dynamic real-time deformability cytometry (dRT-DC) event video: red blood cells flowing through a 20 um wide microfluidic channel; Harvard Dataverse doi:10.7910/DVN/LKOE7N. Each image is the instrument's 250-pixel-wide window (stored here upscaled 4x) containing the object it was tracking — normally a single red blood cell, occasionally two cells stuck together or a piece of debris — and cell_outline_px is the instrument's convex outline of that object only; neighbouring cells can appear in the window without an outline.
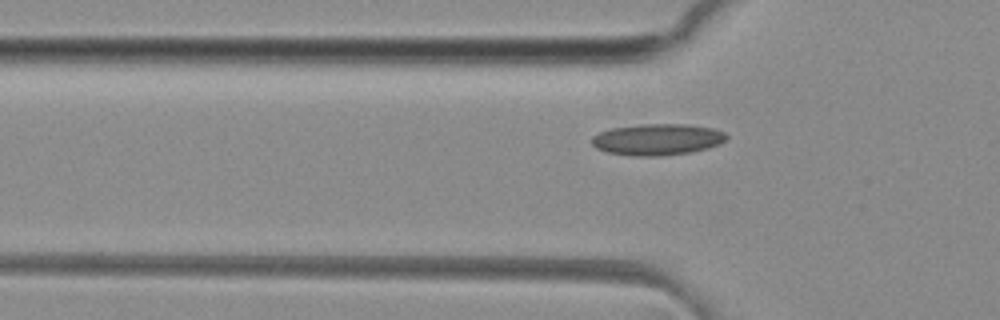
{"species": "common noctule bat (a hibernating species)", "species_latin": "Nyctalus noctula", "temperature_condition": "room temperature", "stored_images_in_passage": 35, "camera_frame_rate_fps": 3000, "um_per_image_px": 0.085, "animal": {"sex": "female", "body_mass_g": 29.2, "forearm_length_mm": 56.3}, "frame": {"image": 1, "passage_image": 2, "time_ms": 0.333, "image_size_px": [1000, 320], "cell_outline_px": [[728, 136], [720, 144], [708, 148], [688, 152], [660, 156], [636, 156], [608, 152], [596, 148], [592, 144], [592, 136], [600, 132], [612, 128], [644, 124], [688, 124], [712, 128], [724, 132]], "centroid_in_image_um": [55.88, 11.85], "position_along_channel_um": 69.9, "area_um2": 24.45}}
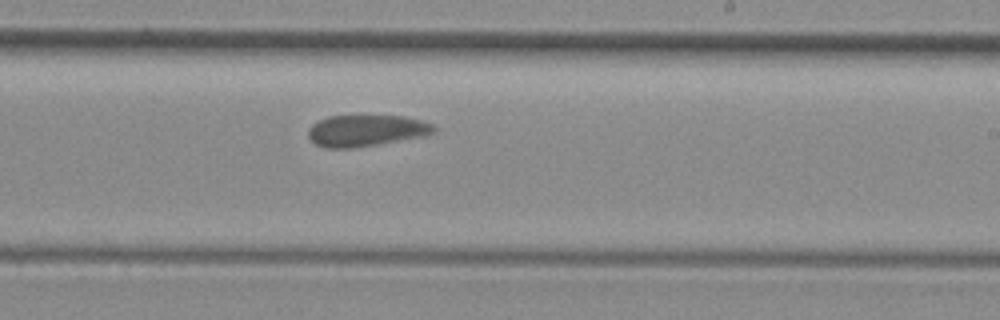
{"frame": {"image": 2, "passage_image": 16, "time_ms": 5.0, "image_size_px": [1000, 320], "cell_outline_px": [[436, 132], [428, 136], [380, 144], [352, 148], [324, 148], [316, 144], [308, 136], [308, 128], [312, 124], [328, 116], [404, 116], [424, 120], [432, 124], [436, 128]], "centroid_in_image_um": [31.18, 11.11], "position_along_channel_um": 257.8, "area_um2": 23.35}}
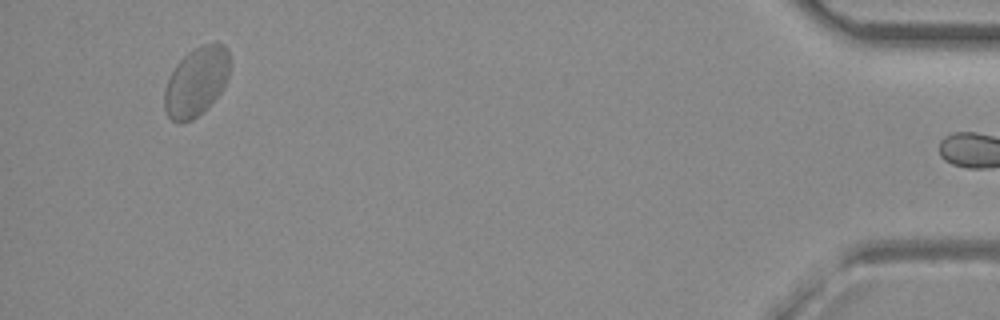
{"frame": {"image": 3, "passage_image": 34, "time_ms": 11.0, "image_size_px": [1000, 320], "cell_outline_px": [[232, 64], [228, 80], [224, 88], [192, 120], [180, 124], [176, 124], [168, 116], [164, 108], [164, 88], [176, 64], [188, 52], [204, 44], [224, 44], [228, 48]], "centroid_in_image_um": [16.71, 6.93], "position_along_channel_um": 418.5, "area_um2": 26.41}, "authors_computed_cell_mechanics": {"area_um2": 24.2182, "velocity_mm_per_s": 4.0386, "shape_relaxation_time_tau1_ms": null, "shape_relaxation_time_tau2_ms": 1.3175, "deformation_change_tau1": null, "deformation_change_tau2": 0.0429}}